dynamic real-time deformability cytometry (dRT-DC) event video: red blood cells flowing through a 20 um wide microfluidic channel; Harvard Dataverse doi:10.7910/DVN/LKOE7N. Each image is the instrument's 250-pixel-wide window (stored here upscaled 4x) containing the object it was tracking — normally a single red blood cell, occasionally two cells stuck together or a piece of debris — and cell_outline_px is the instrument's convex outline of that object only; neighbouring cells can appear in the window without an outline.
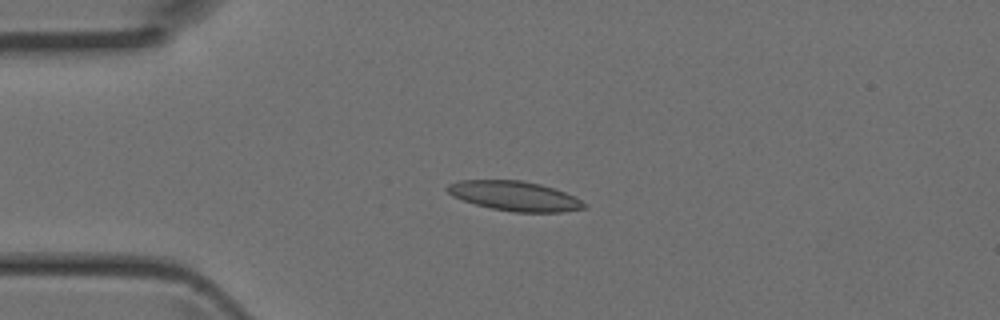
{"species": "Egyptian fruit bat (a non-hibernating species)", "species_latin": "Rousettus aegyptiacus", "temperature_condition": "room temperature", "stored_images_in_passage": 4, "camera_frame_rate_fps": 3000, "um_per_image_px": 0.085, "animal": {"sex": "female"}, "frame": {"image": 1, "passage_image": 3, "time_ms": 0.667, "image_size_px": [1000, 320], "cell_outline_px": [[588, 208], [564, 212], [512, 212], [492, 208], [476, 204], [452, 196], [444, 188], [448, 184], [460, 180], [520, 180], [540, 184], [564, 192], [588, 204]], "centroid_in_image_um": [43.75, 16.66], "position_along_channel_um": 41.2, "area_um2": 23.58}}
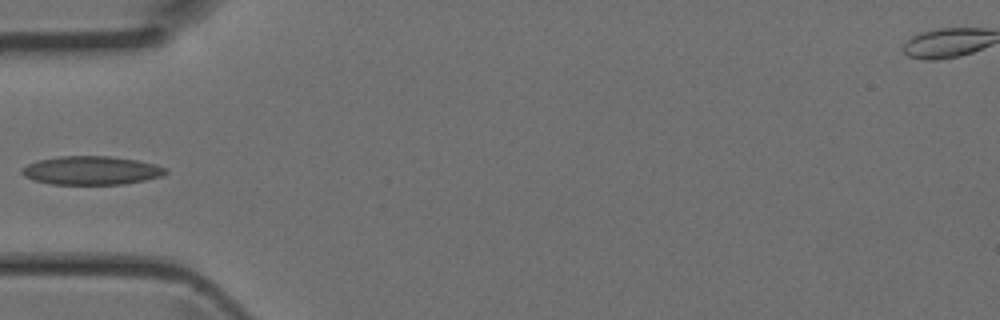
{"frame": {"image": 2, "passage_image": 4, "time_ms": 1.0, "image_size_px": [1000, 320], "cell_outline_px": [[168, 172], [160, 176], [144, 180], [124, 184], [52, 184], [36, 180], [24, 176], [20, 172], [20, 168], [36, 160], [60, 156], [112, 156], [136, 160], [156, 164], [168, 168]], "centroid_in_image_um": [7.76, 14.48], "position_along_channel_um": 77.2, "area_um2": 23.99}}